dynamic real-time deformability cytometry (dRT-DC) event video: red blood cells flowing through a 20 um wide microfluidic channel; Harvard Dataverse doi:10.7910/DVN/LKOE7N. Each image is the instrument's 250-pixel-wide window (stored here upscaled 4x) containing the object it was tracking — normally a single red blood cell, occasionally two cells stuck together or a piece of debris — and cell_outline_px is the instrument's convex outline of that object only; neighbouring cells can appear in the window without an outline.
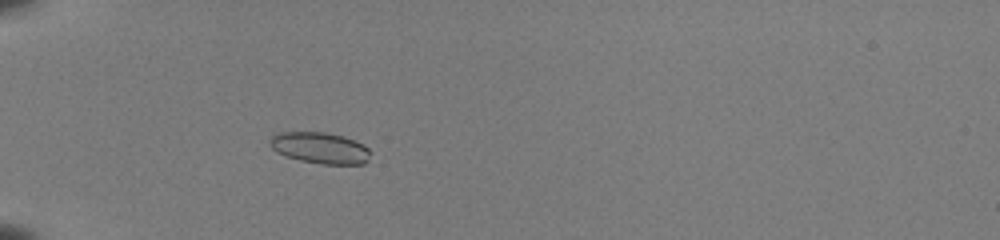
{"species": "common noctule bat (a hibernating species)", "species_latin": "Nyctalus noctula", "temperature_condition": "room temperature", "stored_images_in_passage": 48, "camera_frame_rate_fps": 3000, "um_per_image_px": 0.085, "animal": {"sex": "female", "body_mass_g": 22.0, "forearm_length_mm": 56.7}, "frame": {"image": 1, "passage_image": 14, "time_ms": 4.333, "image_size_px": [1000, 240], "cell_outline_px": [[372, 152], [368, 160], [364, 164], [324, 164], [300, 160], [276, 152], [268, 144], [268, 140], [272, 136], [280, 132], [324, 132], [344, 136], [364, 144]], "centroid_in_image_um": [27.22, 12.57], "position_along_channel_um": 57.8, "area_um2": 18.44}}
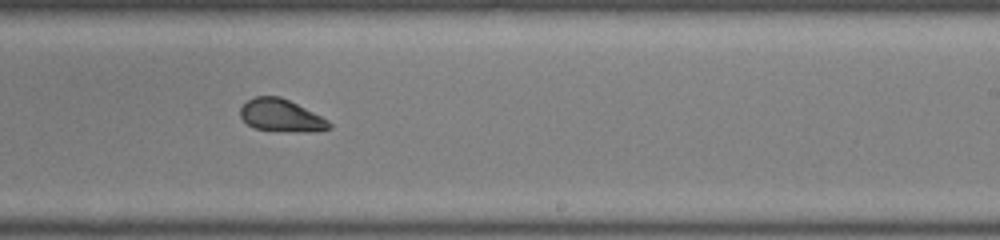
{"frame": {"image": 2, "passage_image": 31, "time_ms": 10.0, "image_size_px": [1000, 240], "cell_outline_px": [[332, 128], [316, 132], [304, 132], [256, 128], [248, 124], [240, 116], [240, 108], [248, 100], [256, 96], [280, 96], [328, 120], [332, 124]], "centroid_in_image_um": [23.92, 9.82], "position_along_channel_um": 265.1, "area_um2": 16.47}}
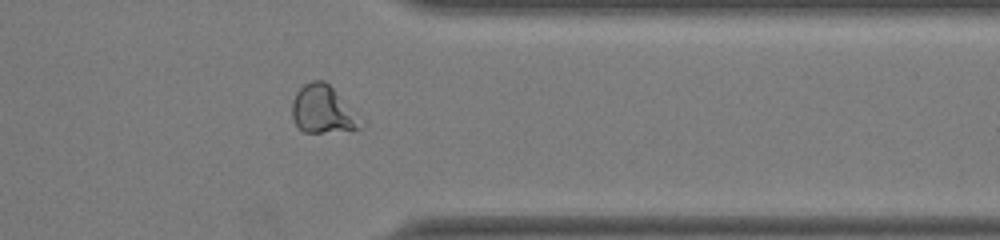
{"frame": {"image": 3, "passage_image": 40, "time_ms": 13.0, "image_size_px": [1000, 240], "cell_outline_px": [[360, 128], [320, 132], [304, 132], [296, 124], [292, 116], [292, 100], [296, 92], [304, 84], [312, 80], [324, 80], [332, 88]], "centroid_in_image_um": [27.23, 9.28], "position_along_channel_um": 384.2, "area_um2": 17.46}, "authors_computed_cell_mechanics": {"area_um2": 18.2937, "velocity_mm_per_s": 3.9983, "shape_relaxation_time_tau1_ms": null, "shape_relaxation_time_tau2_ms": 1.696, "deformation_change_tau1": null, "deformation_change_tau2": 0.0867}}